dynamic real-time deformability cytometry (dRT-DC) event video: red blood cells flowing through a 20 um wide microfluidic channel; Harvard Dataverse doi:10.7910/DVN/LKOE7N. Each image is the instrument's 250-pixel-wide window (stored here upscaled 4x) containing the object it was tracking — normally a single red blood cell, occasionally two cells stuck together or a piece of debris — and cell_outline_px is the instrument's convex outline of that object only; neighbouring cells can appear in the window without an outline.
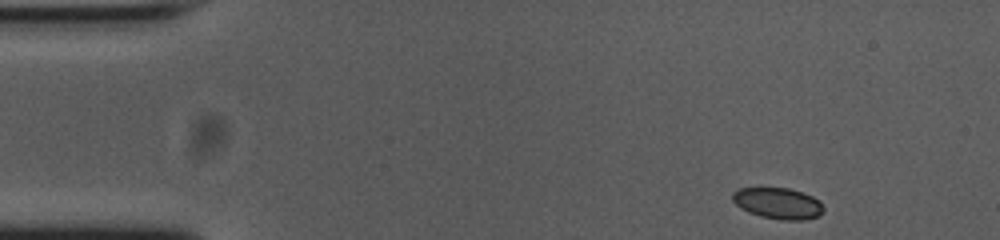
{"species": "common noctule bat (a hibernating species)", "species_latin": "Nyctalus noctula", "temperature_condition": "cold", "stored_images_in_passage": 49, "camera_frame_rate_fps": 3000, "um_per_image_px": 0.085, "animal": {"sex": "female", "body_mass_g": 23.0, "forearm_length_mm": 53.4}, "frame": {"image": 1, "passage_image": 1, "time_ms": 0.0, "image_size_px": [1000, 240], "cell_outline_px": [[824, 212], [820, 216], [804, 220], [784, 220], [760, 216], [748, 212], [740, 208], [732, 200], [732, 192], [740, 188], [788, 188], [812, 196], [820, 200], [824, 208]], "centroid_in_image_um": [66.15, 17.29], "position_along_channel_um": 18.9, "area_um2": 16.65}}
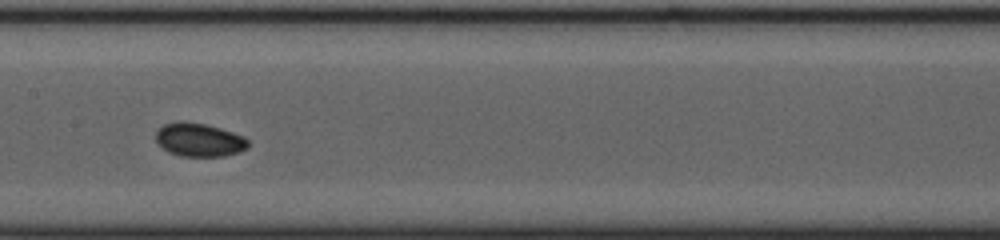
{"frame": {"image": 2, "passage_image": 22, "time_ms": 7.0, "image_size_px": [1000, 240], "cell_outline_px": [[248, 148], [240, 152], [224, 156], [180, 156], [168, 152], [156, 140], [156, 132], [164, 124], [180, 120], [204, 124], [220, 128], [244, 136], [248, 140]], "centroid_in_image_um": [16.94, 11.89], "position_along_channel_um": 190.5, "area_um2": 17.98}}
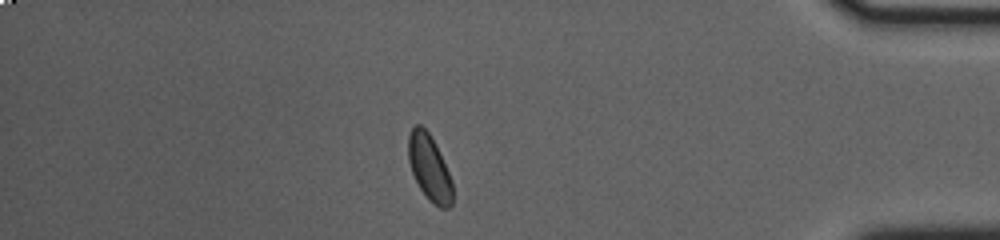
{"frame": {"image": 3, "passage_image": 42, "time_ms": 13.667, "image_size_px": [1000, 240], "cell_outline_px": [[452, 204], [448, 208], [440, 208], [432, 204], [428, 200], [420, 188], [412, 172], [408, 160], [408, 136], [412, 128], [416, 124], [420, 124], [432, 136], [452, 180]], "centroid_in_image_um": [36.49, 14.26], "position_along_channel_um": 398.7, "area_um2": 16.99}}